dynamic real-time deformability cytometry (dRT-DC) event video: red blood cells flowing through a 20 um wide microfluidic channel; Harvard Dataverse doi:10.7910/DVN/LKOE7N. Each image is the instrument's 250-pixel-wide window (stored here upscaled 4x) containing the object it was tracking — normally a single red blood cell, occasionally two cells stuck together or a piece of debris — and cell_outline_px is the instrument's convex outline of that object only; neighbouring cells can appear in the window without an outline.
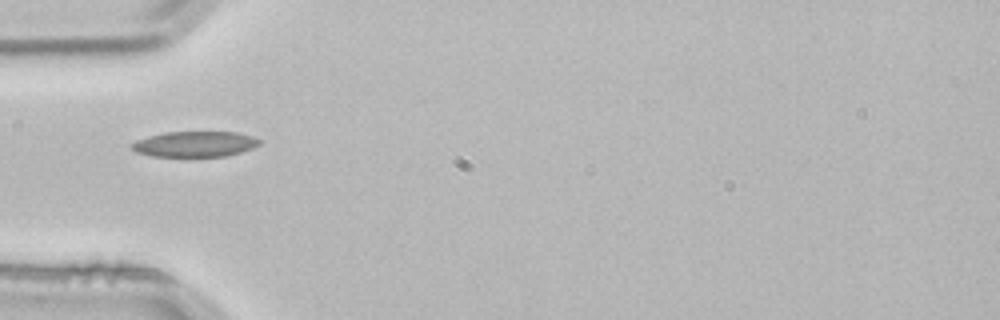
{"species": "common noctule bat (a hibernating species)", "species_latin": "Nyctalus noctula", "temperature_condition": "room temperature", "stored_images_in_passage": 1, "camera_frame_rate_fps": 3000, "um_per_image_px": 0.085, "animal": {"sex": "male", "body_mass_g": 21.5, "forearm_length_mm": 52.0}, "frame": {"image": 1, "passage_image": 1, "time_ms": 0.0, "image_size_px": [1000, 320], "cell_outline_px": [[260, 144], [252, 148], [240, 152], [224, 156], [152, 156], [136, 152], [128, 144], [136, 140], [148, 136], [164, 132], [236, 132], [252, 136], [260, 140]], "centroid_in_image_um": [16.52, 12.24], "position_along_channel_um": 68.5, "area_um2": 18.96}}